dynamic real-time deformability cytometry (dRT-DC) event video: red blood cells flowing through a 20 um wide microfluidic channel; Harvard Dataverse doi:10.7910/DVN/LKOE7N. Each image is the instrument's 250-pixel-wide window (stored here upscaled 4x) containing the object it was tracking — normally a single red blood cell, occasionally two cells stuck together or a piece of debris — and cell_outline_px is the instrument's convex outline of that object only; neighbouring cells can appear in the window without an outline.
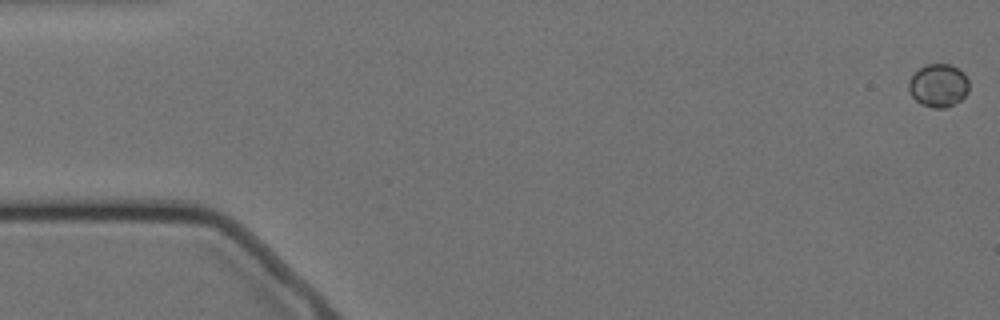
{"species": "Egyptian fruit bat (a non-hibernating species)", "species_latin": "Rousettus aegyptiacus", "temperature_condition": "cold", "stored_images_in_passage": 58, "camera_frame_rate_fps": 3000, "um_per_image_px": 0.085, "animal": {"sex": "female"}, "frame": {"image": 1, "passage_image": 1, "time_ms": 0.0, "image_size_px": [1000, 320], "cell_outline_px": [[968, 92], [960, 100], [944, 108], [932, 108], [920, 104], [908, 92], [908, 80], [920, 68], [928, 64], [948, 64], [964, 72], [968, 80]], "centroid_in_image_um": [79.74, 7.27], "position_along_channel_um": 5.3, "area_um2": 15.09}}
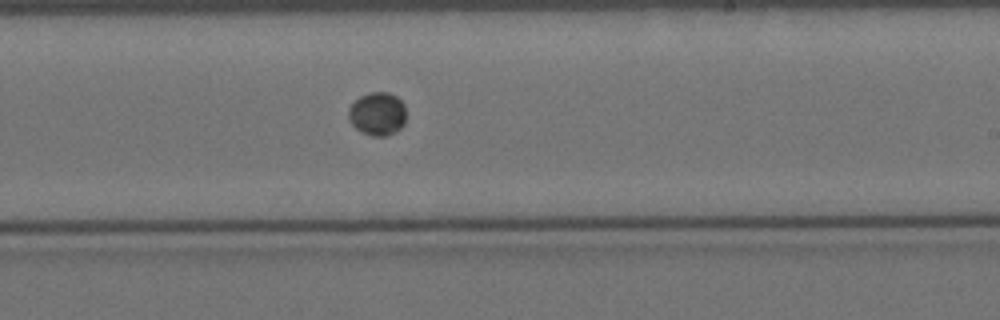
{"frame": {"image": 2, "passage_image": 34, "time_ms": 11.0, "image_size_px": [1000, 320], "cell_outline_px": [[404, 124], [396, 132], [384, 136], [372, 136], [356, 128], [352, 124], [348, 116], [348, 108], [360, 96], [368, 92], [388, 92], [396, 96], [404, 104]], "centroid_in_image_um": [32.07, 9.66], "position_along_channel_um": 256.9, "area_um2": 14.39}}
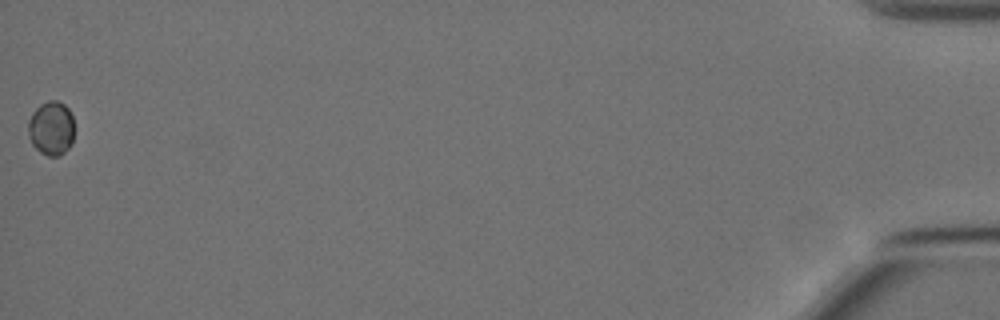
{"frame": {"image": 3, "passage_image": 58, "time_ms": 19.0, "image_size_px": [1000, 320], "cell_outline_px": [[72, 144], [60, 156], [48, 156], [40, 152], [32, 144], [28, 136], [28, 120], [32, 112], [40, 104], [48, 100], [56, 100], [64, 104], [68, 108], [72, 116]], "centroid_in_image_um": [4.33, 10.89], "position_along_channel_um": 430.9, "area_um2": 14.57}}